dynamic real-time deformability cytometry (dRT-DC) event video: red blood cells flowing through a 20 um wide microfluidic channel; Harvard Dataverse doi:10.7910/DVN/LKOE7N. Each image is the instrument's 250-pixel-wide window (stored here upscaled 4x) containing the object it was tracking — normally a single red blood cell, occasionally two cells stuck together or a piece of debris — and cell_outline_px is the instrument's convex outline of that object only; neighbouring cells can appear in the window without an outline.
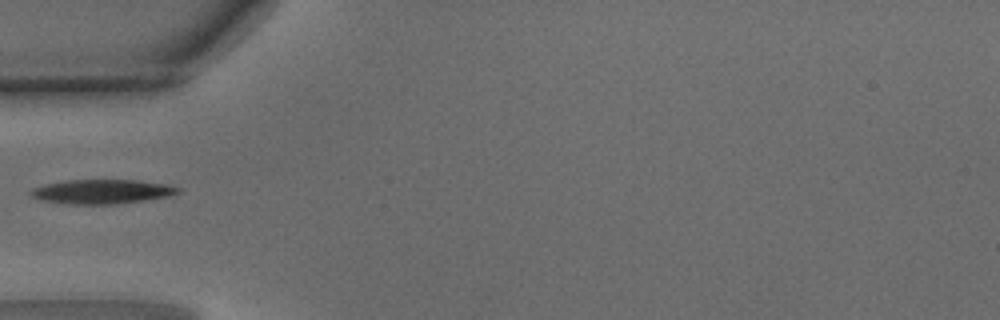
{"species": "common noctule bat (a hibernating species)", "species_latin": "Nyctalus noctula", "temperature_condition": "warm", "stored_images_in_passage": 33, "camera_frame_rate_fps": 3000, "um_per_image_px": 0.085, "animal": {"sex": "male", "body_mass_g": 15.6}, "frame": {"image": 1, "passage_image": 1, "time_ms": 0.0, "image_size_px": [1000, 320], "cell_outline_px": [[180, 192], [168, 196], [144, 200], [116, 204], [68, 204], [40, 200], [32, 196], [28, 192], [32, 188], [44, 184], [68, 180], [140, 180], [168, 184], [180, 188]], "centroid_in_image_um": [8.65, 16.28], "position_along_channel_um": 76.3, "area_um2": 20.92}}
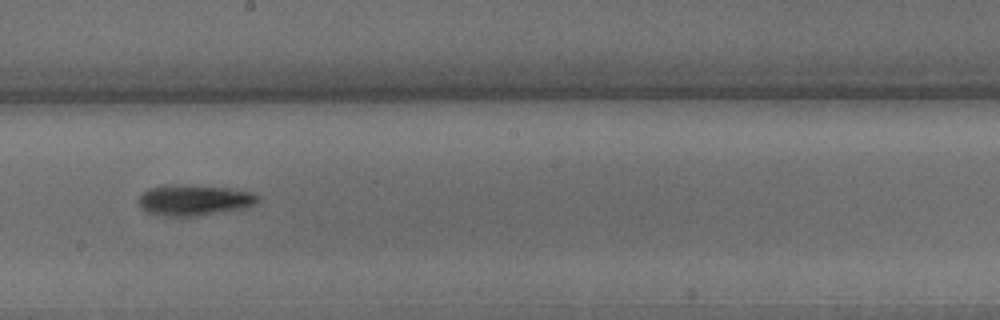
{"frame": {"image": 2, "passage_image": 12, "time_ms": 3.667, "image_size_px": [1000, 320], "cell_outline_px": [[260, 200], [256, 204], [244, 208], [196, 216], [168, 216], [148, 212], [140, 204], [140, 196], [144, 192], [152, 188], [176, 184], [184, 184], [228, 188], [256, 192], [260, 196]], "centroid_in_image_um": [16.62, 17.0], "position_along_channel_um": 231.6, "area_um2": 21.21}}
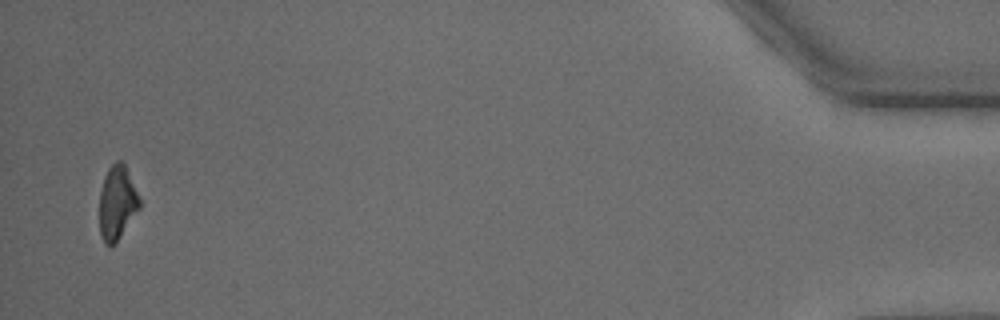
{"frame": {"image": 3, "passage_image": 32, "time_ms": 10.333, "image_size_px": [1000, 320], "cell_outline_px": [[140, 208], [116, 244], [104, 244], [100, 232], [100, 192], [104, 176], [108, 168], [116, 160], [124, 160], [140, 200]], "centroid_in_image_um": [9.96, 17.21], "position_along_channel_um": 425.2, "area_um2": 17.4}}